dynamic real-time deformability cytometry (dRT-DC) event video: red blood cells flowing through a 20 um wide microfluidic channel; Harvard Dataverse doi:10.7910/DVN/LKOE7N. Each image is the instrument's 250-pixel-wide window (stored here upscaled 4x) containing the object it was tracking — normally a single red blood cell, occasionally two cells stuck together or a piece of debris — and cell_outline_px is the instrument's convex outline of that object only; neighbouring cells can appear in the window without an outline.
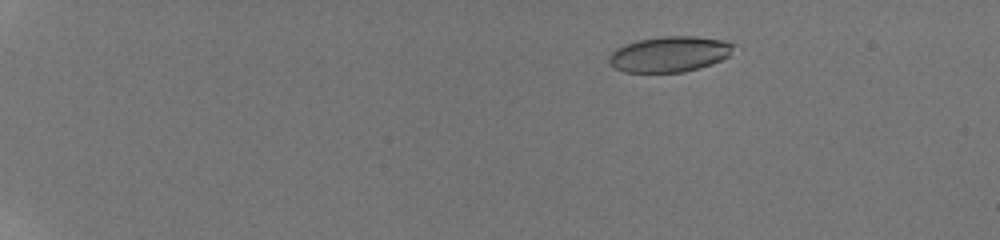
{"species": "human", "species_latin": "Homo sapiens", "temperature_condition": "room temperature", "stored_images_in_passage": 29, "camera_frame_rate_fps": 3000, "um_per_image_px": 0.085, "donor": {"sex": "male"}, "frame": {"image": 1, "passage_image": 7, "time_ms": 3.333, "image_size_px": [1000, 240], "cell_outline_px": [[732, 48], [728, 56], [712, 64], [700, 68], [684, 72], [624, 72], [616, 68], [608, 60], [608, 56], [616, 48], [624, 44], [640, 40], [664, 36], [696, 36], [724, 40], [732, 44]], "centroid_in_image_um": [56.89, 4.6], "position_along_channel_um": 28.1, "area_um2": 25.66}}
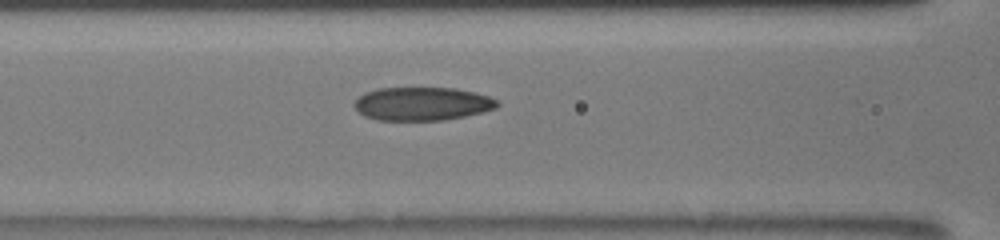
{"frame": {"image": 2, "passage_image": 20, "time_ms": 9.333, "image_size_px": [1000, 240], "cell_outline_px": [[500, 104], [496, 108], [484, 112], [444, 120], [376, 120], [364, 116], [352, 104], [364, 92], [380, 88], [456, 88], [488, 96], [496, 100]], "centroid_in_image_um": [35.88, 8.82], "position_along_channel_um": 130.7, "area_um2": 27.74}}
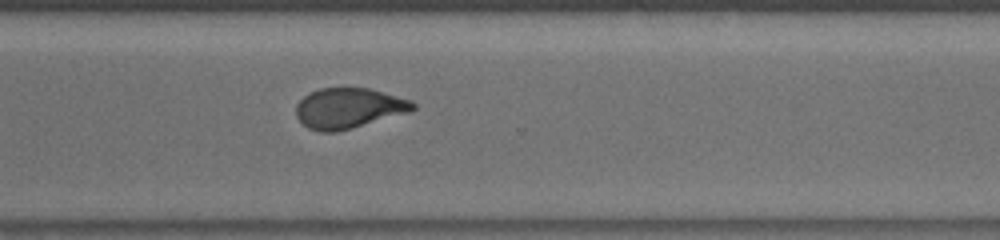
{"frame": {"image": 3, "passage_image": 29, "time_ms": 14.667, "image_size_px": [1000, 240], "cell_outline_px": [[416, 108], [408, 112], [352, 128], [336, 132], [320, 132], [308, 128], [296, 116], [296, 104], [308, 92], [320, 88], [368, 88], [412, 100], [416, 104]], "centroid_in_image_um": [29.62, 9.19], "position_along_channel_um": 341.0, "area_um2": 27.4}}